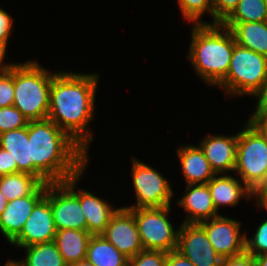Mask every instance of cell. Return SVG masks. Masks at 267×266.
Wrapping results in <instances>:
<instances>
[{"mask_svg":"<svg viewBox=\"0 0 267 266\" xmlns=\"http://www.w3.org/2000/svg\"><path fill=\"white\" fill-rule=\"evenodd\" d=\"M99 73L57 71L52 78L47 119L68 133L87 152L93 141L89 123L95 115Z\"/></svg>","mask_w":267,"mask_h":266,"instance_id":"1","label":"cell"},{"mask_svg":"<svg viewBox=\"0 0 267 266\" xmlns=\"http://www.w3.org/2000/svg\"><path fill=\"white\" fill-rule=\"evenodd\" d=\"M31 174L42 183H61L85 172L88 152L49 119L28 122Z\"/></svg>","mask_w":267,"mask_h":266,"instance_id":"2","label":"cell"},{"mask_svg":"<svg viewBox=\"0 0 267 266\" xmlns=\"http://www.w3.org/2000/svg\"><path fill=\"white\" fill-rule=\"evenodd\" d=\"M235 44L233 33L221 23L194 25L187 58L198 77L217 86L227 75Z\"/></svg>","mask_w":267,"mask_h":266,"instance_id":"3","label":"cell"},{"mask_svg":"<svg viewBox=\"0 0 267 266\" xmlns=\"http://www.w3.org/2000/svg\"><path fill=\"white\" fill-rule=\"evenodd\" d=\"M56 73L34 60L14 65L13 106L29 121L47 119L52 78Z\"/></svg>","mask_w":267,"mask_h":266,"instance_id":"4","label":"cell"},{"mask_svg":"<svg viewBox=\"0 0 267 266\" xmlns=\"http://www.w3.org/2000/svg\"><path fill=\"white\" fill-rule=\"evenodd\" d=\"M267 80V56L235 44L226 77L217 85L225 95L250 97Z\"/></svg>","mask_w":267,"mask_h":266,"instance_id":"5","label":"cell"},{"mask_svg":"<svg viewBox=\"0 0 267 266\" xmlns=\"http://www.w3.org/2000/svg\"><path fill=\"white\" fill-rule=\"evenodd\" d=\"M135 222L144 250L169 253L177 248L178 229L169 221L171 206L161 208H128Z\"/></svg>","mask_w":267,"mask_h":266,"instance_id":"6","label":"cell"},{"mask_svg":"<svg viewBox=\"0 0 267 266\" xmlns=\"http://www.w3.org/2000/svg\"><path fill=\"white\" fill-rule=\"evenodd\" d=\"M234 172L242 182L267 173V138L254 123L247 120L238 132Z\"/></svg>","mask_w":267,"mask_h":266,"instance_id":"7","label":"cell"},{"mask_svg":"<svg viewBox=\"0 0 267 266\" xmlns=\"http://www.w3.org/2000/svg\"><path fill=\"white\" fill-rule=\"evenodd\" d=\"M133 186L136 203L126 208H161L171 206L174 191L162 173L153 167L132 158Z\"/></svg>","mask_w":267,"mask_h":266,"instance_id":"8","label":"cell"},{"mask_svg":"<svg viewBox=\"0 0 267 266\" xmlns=\"http://www.w3.org/2000/svg\"><path fill=\"white\" fill-rule=\"evenodd\" d=\"M51 205L55 228L87 230L80 200L61 182L47 183L44 196Z\"/></svg>","mask_w":267,"mask_h":266,"instance_id":"9","label":"cell"},{"mask_svg":"<svg viewBox=\"0 0 267 266\" xmlns=\"http://www.w3.org/2000/svg\"><path fill=\"white\" fill-rule=\"evenodd\" d=\"M176 250L195 266H221L223 257L213 248L199 223H181Z\"/></svg>","mask_w":267,"mask_h":266,"instance_id":"10","label":"cell"},{"mask_svg":"<svg viewBox=\"0 0 267 266\" xmlns=\"http://www.w3.org/2000/svg\"><path fill=\"white\" fill-rule=\"evenodd\" d=\"M199 224L205 229L215 251L223 258L245 252L246 233L240 232L239 221L219 215Z\"/></svg>","mask_w":267,"mask_h":266,"instance_id":"11","label":"cell"},{"mask_svg":"<svg viewBox=\"0 0 267 266\" xmlns=\"http://www.w3.org/2000/svg\"><path fill=\"white\" fill-rule=\"evenodd\" d=\"M102 235L128 258L144 250L135 217L126 207L117 209Z\"/></svg>","mask_w":267,"mask_h":266,"instance_id":"12","label":"cell"},{"mask_svg":"<svg viewBox=\"0 0 267 266\" xmlns=\"http://www.w3.org/2000/svg\"><path fill=\"white\" fill-rule=\"evenodd\" d=\"M56 228L50 202L43 197L33 208L21 232L10 242L19 248L54 241Z\"/></svg>","mask_w":267,"mask_h":266,"instance_id":"13","label":"cell"},{"mask_svg":"<svg viewBox=\"0 0 267 266\" xmlns=\"http://www.w3.org/2000/svg\"><path fill=\"white\" fill-rule=\"evenodd\" d=\"M82 173L62 182L79 200L84 216L87 221V231L91 235H102L112 215L118 208H114L108 201L97 197L88 190L79 189L76 191L78 180Z\"/></svg>","mask_w":267,"mask_h":266,"instance_id":"14","label":"cell"},{"mask_svg":"<svg viewBox=\"0 0 267 266\" xmlns=\"http://www.w3.org/2000/svg\"><path fill=\"white\" fill-rule=\"evenodd\" d=\"M46 184L41 183L30 195L7 202L0 215V232L10 243L22 230L35 205L45 196Z\"/></svg>","mask_w":267,"mask_h":266,"instance_id":"15","label":"cell"},{"mask_svg":"<svg viewBox=\"0 0 267 266\" xmlns=\"http://www.w3.org/2000/svg\"><path fill=\"white\" fill-rule=\"evenodd\" d=\"M238 133L235 135H207L198 145L215 174L234 172Z\"/></svg>","mask_w":267,"mask_h":266,"instance_id":"16","label":"cell"},{"mask_svg":"<svg viewBox=\"0 0 267 266\" xmlns=\"http://www.w3.org/2000/svg\"><path fill=\"white\" fill-rule=\"evenodd\" d=\"M185 190L177 201L187 213L183 223H200L220 215L213 205L208 184H189Z\"/></svg>","mask_w":267,"mask_h":266,"instance_id":"17","label":"cell"},{"mask_svg":"<svg viewBox=\"0 0 267 266\" xmlns=\"http://www.w3.org/2000/svg\"><path fill=\"white\" fill-rule=\"evenodd\" d=\"M186 184H207L216 174L198 145H182L176 150Z\"/></svg>","mask_w":267,"mask_h":266,"instance_id":"18","label":"cell"},{"mask_svg":"<svg viewBox=\"0 0 267 266\" xmlns=\"http://www.w3.org/2000/svg\"><path fill=\"white\" fill-rule=\"evenodd\" d=\"M231 30L236 44L267 56V21L222 22Z\"/></svg>","mask_w":267,"mask_h":266,"instance_id":"19","label":"cell"},{"mask_svg":"<svg viewBox=\"0 0 267 266\" xmlns=\"http://www.w3.org/2000/svg\"><path fill=\"white\" fill-rule=\"evenodd\" d=\"M207 184L217 212L221 206L234 207L241 199H245L242 180L231 176L230 173L216 174Z\"/></svg>","mask_w":267,"mask_h":266,"instance_id":"20","label":"cell"},{"mask_svg":"<svg viewBox=\"0 0 267 266\" xmlns=\"http://www.w3.org/2000/svg\"><path fill=\"white\" fill-rule=\"evenodd\" d=\"M0 147L9 151L13 164H17V173L31 174V151L26 127L6 131L0 134Z\"/></svg>","mask_w":267,"mask_h":266,"instance_id":"21","label":"cell"},{"mask_svg":"<svg viewBox=\"0 0 267 266\" xmlns=\"http://www.w3.org/2000/svg\"><path fill=\"white\" fill-rule=\"evenodd\" d=\"M91 236L87 230L56 231L54 242L67 265L86 259Z\"/></svg>","mask_w":267,"mask_h":266,"instance_id":"22","label":"cell"},{"mask_svg":"<svg viewBox=\"0 0 267 266\" xmlns=\"http://www.w3.org/2000/svg\"><path fill=\"white\" fill-rule=\"evenodd\" d=\"M86 259L95 266H128L129 258L118 251L103 235H92Z\"/></svg>","mask_w":267,"mask_h":266,"instance_id":"23","label":"cell"},{"mask_svg":"<svg viewBox=\"0 0 267 266\" xmlns=\"http://www.w3.org/2000/svg\"><path fill=\"white\" fill-rule=\"evenodd\" d=\"M24 260H12L13 266H67L54 241L24 247Z\"/></svg>","mask_w":267,"mask_h":266,"instance_id":"24","label":"cell"},{"mask_svg":"<svg viewBox=\"0 0 267 266\" xmlns=\"http://www.w3.org/2000/svg\"><path fill=\"white\" fill-rule=\"evenodd\" d=\"M42 182L34 175L18 172L0 176V191L7 201L30 195Z\"/></svg>","mask_w":267,"mask_h":266,"instance_id":"25","label":"cell"},{"mask_svg":"<svg viewBox=\"0 0 267 266\" xmlns=\"http://www.w3.org/2000/svg\"><path fill=\"white\" fill-rule=\"evenodd\" d=\"M267 21L265 0H240L237 7L223 22Z\"/></svg>","mask_w":267,"mask_h":266,"instance_id":"26","label":"cell"},{"mask_svg":"<svg viewBox=\"0 0 267 266\" xmlns=\"http://www.w3.org/2000/svg\"><path fill=\"white\" fill-rule=\"evenodd\" d=\"M183 18L194 25L213 24V0H177ZM209 13L212 22L201 20L202 15Z\"/></svg>","mask_w":267,"mask_h":266,"instance_id":"27","label":"cell"},{"mask_svg":"<svg viewBox=\"0 0 267 266\" xmlns=\"http://www.w3.org/2000/svg\"><path fill=\"white\" fill-rule=\"evenodd\" d=\"M29 120L16 107L0 108V134L26 127Z\"/></svg>","mask_w":267,"mask_h":266,"instance_id":"28","label":"cell"},{"mask_svg":"<svg viewBox=\"0 0 267 266\" xmlns=\"http://www.w3.org/2000/svg\"><path fill=\"white\" fill-rule=\"evenodd\" d=\"M244 197L249 200L253 197L259 207L267 200V173L263 176L247 179L243 182ZM255 197V198H254Z\"/></svg>","mask_w":267,"mask_h":266,"instance_id":"29","label":"cell"},{"mask_svg":"<svg viewBox=\"0 0 267 266\" xmlns=\"http://www.w3.org/2000/svg\"><path fill=\"white\" fill-rule=\"evenodd\" d=\"M252 238H245V251L253 256L267 254V219L257 226Z\"/></svg>","mask_w":267,"mask_h":266,"instance_id":"30","label":"cell"},{"mask_svg":"<svg viewBox=\"0 0 267 266\" xmlns=\"http://www.w3.org/2000/svg\"><path fill=\"white\" fill-rule=\"evenodd\" d=\"M166 260L167 252L143 250L129 258L128 266H165Z\"/></svg>","mask_w":267,"mask_h":266,"instance_id":"31","label":"cell"},{"mask_svg":"<svg viewBox=\"0 0 267 266\" xmlns=\"http://www.w3.org/2000/svg\"><path fill=\"white\" fill-rule=\"evenodd\" d=\"M14 102V66L0 72V108L12 106Z\"/></svg>","mask_w":267,"mask_h":266,"instance_id":"32","label":"cell"},{"mask_svg":"<svg viewBox=\"0 0 267 266\" xmlns=\"http://www.w3.org/2000/svg\"><path fill=\"white\" fill-rule=\"evenodd\" d=\"M240 0H213V24L222 23L237 7Z\"/></svg>","mask_w":267,"mask_h":266,"instance_id":"33","label":"cell"},{"mask_svg":"<svg viewBox=\"0 0 267 266\" xmlns=\"http://www.w3.org/2000/svg\"><path fill=\"white\" fill-rule=\"evenodd\" d=\"M252 96L257 97L258 102L255 111L247 121L254 123L258 118L267 117V80Z\"/></svg>","mask_w":267,"mask_h":266,"instance_id":"34","label":"cell"},{"mask_svg":"<svg viewBox=\"0 0 267 266\" xmlns=\"http://www.w3.org/2000/svg\"><path fill=\"white\" fill-rule=\"evenodd\" d=\"M13 18L11 15L0 8V42L7 43L12 35Z\"/></svg>","mask_w":267,"mask_h":266,"instance_id":"35","label":"cell"},{"mask_svg":"<svg viewBox=\"0 0 267 266\" xmlns=\"http://www.w3.org/2000/svg\"><path fill=\"white\" fill-rule=\"evenodd\" d=\"M17 173V164H13L10 152L0 147V176Z\"/></svg>","mask_w":267,"mask_h":266,"instance_id":"36","label":"cell"},{"mask_svg":"<svg viewBox=\"0 0 267 266\" xmlns=\"http://www.w3.org/2000/svg\"><path fill=\"white\" fill-rule=\"evenodd\" d=\"M165 266H195L188 258L184 257L177 250L167 253Z\"/></svg>","mask_w":267,"mask_h":266,"instance_id":"37","label":"cell"},{"mask_svg":"<svg viewBox=\"0 0 267 266\" xmlns=\"http://www.w3.org/2000/svg\"><path fill=\"white\" fill-rule=\"evenodd\" d=\"M7 46V43L0 42V72H7L16 64L12 62L10 64L3 63L6 58Z\"/></svg>","mask_w":267,"mask_h":266,"instance_id":"38","label":"cell"},{"mask_svg":"<svg viewBox=\"0 0 267 266\" xmlns=\"http://www.w3.org/2000/svg\"><path fill=\"white\" fill-rule=\"evenodd\" d=\"M254 124L260 129V131L266 136L267 138V117L258 118Z\"/></svg>","mask_w":267,"mask_h":266,"instance_id":"39","label":"cell"},{"mask_svg":"<svg viewBox=\"0 0 267 266\" xmlns=\"http://www.w3.org/2000/svg\"><path fill=\"white\" fill-rule=\"evenodd\" d=\"M256 266H267V254L254 256Z\"/></svg>","mask_w":267,"mask_h":266,"instance_id":"40","label":"cell"},{"mask_svg":"<svg viewBox=\"0 0 267 266\" xmlns=\"http://www.w3.org/2000/svg\"><path fill=\"white\" fill-rule=\"evenodd\" d=\"M7 200L5 198V196L2 194V192L0 191V215L3 213V211L6 208L7 205Z\"/></svg>","mask_w":267,"mask_h":266,"instance_id":"41","label":"cell"},{"mask_svg":"<svg viewBox=\"0 0 267 266\" xmlns=\"http://www.w3.org/2000/svg\"><path fill=\"white\" fill-rule=\"evenodd\" d=\"M67 266H95V265L90 263L87 259H84L82 261H78L76 263H72Z\"/></svg>","mask_w":267,"mask_h":266,"instance_id":"42","label":"cell"},{"mask_svg":"<svg viewBox=\"0 0 267 266\" xmlns=\"http://www.w3.org/2000/svg\"><path fill=\"white\" fill-rule=\"evenodd\" d=\"M262 208V209H265V211H267V200L263 203V204H261L258 208Z\"/></svg>","mask_w":267,"mask_h":266,"instance_id":"43","label":"cell"},{"mask_svg":"<svg viewBox=\"0 0 267 266\" xmlns=\"http://www.w3.org/2000/svg\"><path fill=\"white\" fill-rule=\"evenodd\" d=\"M4 266H13V265L8 260L7 263L5 262Z\"/></svg>","mask_w":267,"mask_h":266,"instance_id":"44","label":"cell"}]
</instances>
